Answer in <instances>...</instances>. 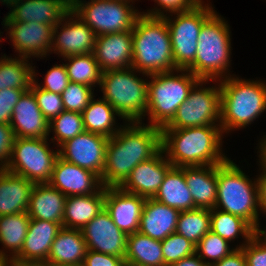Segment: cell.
Masks as SVG:
<instances>
[{
  "label": "cell",
  "mask_w": 266,
  "mask_h": 266,
  "mask_svg": "<svg viewBox=\"0 0 266 266\" xmlns=\"http://www.w3.org/2000/svg\"><path fill=\"white\" fill-rule=\"evenodd\" d=\"M134 68L102 72L100 89L105 99L125 123L142 122L146 116L148 78L137 77Z\"/></svg>",
  "instance_id": "obj_8"
},
{
  "label": "cell",
  "mask_w": 266,
  "mask_h": 266,
  "mask_svg": "<svg viewBox=\"0 0 266 266\" xmlns=\"http://www.w3.org/2000/svg\"><path fill=\"white\" fill-rule=\"evenodd\" d=\"M210 221V230L229 242L242 236L245 241L236 248H242L256 234V230L243 218L216 208L210 210Z\"/></svg>",
  "instance_id": "obj_34"
},
{
  "label": "cell",
  "mask_w": 266,
  "mask_h": 266,
  "mask_svg": "<svg viewBox=\"0 0 266 266\" xmlns=\"http://www.w3.org/2000/svg\"><path fill=\"white\" fill-rule=\"evenodd\" d=\"M96 40V33L70 10L53 28L50 53L63 58L93 53Z\"/></svg>",
  "instance_id": "obj_13"
},
{
  "label": "cell",
  "mask_w": 266,
  "mask_h": 266,
  "mask_svg": "<svg viewBox=\"0 0 266 266\" xmlns=\"http://www.w3.org/2000/svg\"><path fill=\"white\" fill-rule=\"evenodd\" d=\"M33 82V67L29 58L6 57L0 58V90L15 88L18 90H30Z\"/></svg>",
  "instance_id": "obj_35"
},
{
  "label": "cell",
  "mask_w": 266,
  "mask_h": 266,
  "mask_svg": "<svg viewBox=\"0 0 266 266\" xmlns=\"http://www.w3.org/2000/svg\"><path fill=\"white\" fill-rule=\"evenodd\" d=\"M126 266H164L162 245L139 231L127 235Z\"/></svg>",
  "instance_id": "obj_32"
},
{
  "label": "cell",
  "mask_w": 266,
  "mask_h": 266,
  "mask_svg": "<svg viewBox=\"0 0 266 266\" xmlns=\"http://www.w3.org/2000/svg\"><path fill=\"white\" fill-rule=\"evenodd\" d=\"M61 228L59 223L31 218L24 245L14 259L22 262L46 263L51 245Z\"/></svg>",
  "instance_id": "obj_23"
},
{
  "label": "cell",
  "mask_w": 266,
  "mask_h": 266,
  "mask_svg": "<svg viewBox=\"0 0 266 266\" xmlns=\"http://www.w3.org/2000/svg\"><path fill=\"white\" fill-rule=\"evenodd\" d=\"M93 53L102 72L131 68L132 31L97 36Z\"/></svg>",
  "instance_id": "obj_20"
},
{
  "label": "cell",
  "mask_w": 266,
  "mask_h": 266,
  "mask_svg": "<svg viewBox=\"0 0 266 266\" xmlns=\"http://www.w3.org/2000/svg\"><path fill=\"white\" fill-rule=\"evenodd\" d=\"M49 138H18L14 140L11 158L6 171L25 177L36 183H48L55 162L59 157V148H49Z\"/></svg>",
  "instance_id": "obj_11"
},
{
  "label": "cell",
  "mask_w": 266,
  "mask_h": 266,
  "mask_svg": "<svg viewBox=\"0 0 266 266\" xmlns=\"http://www.w3.org/2000/svg\"><path fill=\"white\" fill-rule=\"evenodd\" d=\"M18 0H0V3H2L3 5L5 4L6 6L11 7L15 2H17Z\"/></svg>",
  "instance_id": "obj_55"
},
{
  "label": "cell",
  "mask_w": 266,
  "mask_h": 266,
  "mask_svg": "<svg viewBox=\"0 0 266 266\" xmlns=\"http://www.w3.org/2000/svg\"><path fill=\"white\" fill-rule=\"evenodd\" d=\"M149 79L147 125L162 129L172 121L178 107L187 100L190 90L200 79L187 69L149 75Z\"/></svg>",
  "instance_id": "obj_7"
},
{
  "label": "cell",
  "mask_w": 266,
  "mask_h": 266,
  "mask_svg": "<svg viewBox=\"0 0 266 266\" xmlns=\"http://www.w3.org/2000/svg\"><path fill=\"white\" fill-rule=\"evenodd\" d=\"M247 266H266V243L255 234L242 248Z\"/></svg>",
  "instance_id": "obj_45"
},
{
  "label": "cell",
  "mask_w": 266,
  "mask_h": 266,
  "mask_svg": "<svg viewBox=\"0 0 266 266\" xmlns=\"http://www.w3.org/2000/svg\"><path fill=\"white\" fill-rule=\"evenodd\" d=\"M71 10L64 0H18L3 21L37 22L56 26Z\"/></svg>",
  "instance_id": "obj_22"
},
{
  "label": "cell",
  "mask_w": 266,
  "mask_h": 266,
  "mask_svg": "<svg viewBox=\"0 0 266 266\" xmlns=\"http://www.w3.org/2000/svg\"><path fill=\"white\" fill-rule=\"evenodd\" d=\"M160 150L161 129L142 122L125 123L108 140L102 185L120 187L140 162L151 159Z\"/></svg>",
  "instance_id": "obj_1"
},
{
  "label": "cell",
  "mask_w": 266,
  "mask_h": 266,
  "mask_svg": "<svg viewBox=\"0 0 266 266\" xmlns=\"http://www.w3.org/2000/svg\"><path fill=\"white\" fill-rule=\"evenodd\" d=\"M210 81L217 82L218 80L200 79L190 90L187 100L178 107L172 121L162 129H183L189 127L220 125V84L205 87ZM203 84L205 85L204 87Z\"/></svg>",
  "instance_id": "obj_12"
},
{
  "label": "cell",
  "mask_w": 266,
  "mask_h": 266,
  "mask_svg": "<svg viewBox=\"0 0 266 266\" xmlns=\"http://www.w3.org/2000/svg\"><path fill=\"white\" fill-rule=\"evenodd\" d=\"M256 234L266 243V229L262 230L260 227L256 230Z\"/></svg>",
  "instance_id": "obj_54"
},
{
  "label": "cell",
  "mask_w": 266,
  "mask_h": 266,
  "mask_svg": "<svg viewBox=\"0 0 266 266\" xmlns=\"http://www.w3.org/2000/svg\"><path fill=\"white\" fill-rule=\"evenodd\" d=\"M241 168L228 159L217 165L216 209L246 220L255 230L259 228V197L257 178H248Z\"/></svg>",
  "instance_id": "obj_6"
},
{
  "label": "cell",
  "mask_w": 266,
  "mask_h": 266,
  "mask_svg": "<svg viewBox=\"0 0 266 266\" xmlns=\"http://www.w3.org/2000/svg\"><path fill=\"white\" fill-rule=\"evenodd\" d=\"M30 90L36 97L39 109L49 122L65 110L60 94L45 91L39 88L34 81L31 84Z\"/></svg>",
  "instance_id": "obj_42"
},
{
  "label": "cell",
  "mask_w": 266,
  "mask_h": 266,
  "mask_svg": "<svg viewBox=\"0 0 266 266\" xmlns=\"http://www.w3.org/2000/svg\"><path fill=\"white\" fill-rule=\"evenodd\" d=\"M161 149L154 157L140 162L120 186L123 191L144 198H154L172 164Z\"/></svg>",
  "instance_id": "obj_19"
},
{
  "label": "cell",
  "mask_w": 266,
  "mask_h": 266,
  "mask_svg": "<svg viewBox=\"0 0 266 266\" xmlns=\"http://www.w3.org/2000/svg\"><path fill=\"white\" fill-rule=\"evenodd\" d=\"M223 136L220 125L161 129V149L174 167L221 165Z\"/></svg>",
  "instance_id": "obj_2"
},
{
  "label": "cell",
  "mask_w": 266,
  "mask_h": 266,
  "mask_svg": "<svg viewBox=\"0 0 266 266\" xmlns=\"http://www.w3.org/2000/svg\"><path fill=\"white\" fill-rule=\"evenodd\" d=\"M145 201L146 198L123 191L120 187H105L104 208L126 235L139 231Z\"/></svg>",
  "instance_id": "obj_17"
},
{
  "label": "cell",
  "mask_w": 266,
  "mask_h": 266,
  "mask_svg": "<svg viewBox=\"0 0 266 266\" xmlns=\"http://www.w3.org/2000/svg\"><path fill=\"white\" fill-rule=\"evenodd\" d=\"M84 131L82 113L79 112L64 110L49 122V133H54L51 141L57 142L56 147H60L63 143Z\"/></svg>",
  "instance_id": "obj_38"
},
{
  "label": "cell",
  "mask_w": 266,
  "mask_h": 266,
  "mask_svg": "<svg viewBox=\"0 0 266 266\" xmlns=\"http://www.w3.org/2000/svg\"><path fill=\"white\" fill-rule=\"evenodd\" d=\"M35 66L33 67V81L38 85L39 88L45 91H50L53 93L60 94L66 89L70 80L67 74L66 67L63 64H55L51 69H49L45 75L44 84L41 86L36 80Z\"/></svg>",
  "instance_id": "obj_43"
},
{
  "label": "cell",
  "mask_w": 266,
  "mask_h": 266,
  "mask_svg": "<svg viewBox=\"0 0 266 266\" xmlns=\"http://www.w3.org/2000/svg\"><path fill=\"white\" fill-rule=\"evenodd\" d=\"M161 245L164 266H171L173 263L196 253V245L176 232L162 240Z\"/></svg>",
  "instance_id": "obj_40"
},
{
  "label": "cell",
  "mask_w": 266,
  "mask_h": 266,
  "mask_svg": "<svg viewBox=\"0 0 266 266\" xmlns=\"http://www.w3.org/2000/svg\"><path fill=\"white\" fill-rule=\"evenodd\" d=\"M82 266H126V264L124 258L87 250Z\"/></svg>",
  "instance_id": "obj_48"
},
{
  "label": "cell",
  "mask_w": 266,
  "mask_h": 266,
  "mask_svg": "<svg viewBox=\"0 0 266 266\" xmlns=\"http://www.w3.org/2000/svg\"><path fill=\"white\" fill-rule=\"evenodd\" d=\"M229 243L210 230L196 245V254L210 266L237 249L236 247L230 248Z\"/></svg>",
  "instance_id": "obj_39"
},
{
  "label": "cell",
  "mask_w": 266,
  "mask_h": 266,
  "mask_svg": "<svg viewBox=\"0 0 266 266\" xmlns=\"http://www.w3.org/2000/svg\"><path fill=\"white\" fill-rule=\"evenodd\" d=\"M116 116L120 117L118 112L105 99L98 100L93 97L82 112L84 129L87 132L110 138L123 126L116 125Z\"/></svg>",
  "instance_id": "obj_33"
},
{
  "label": "cell",
  "mask_w": 266,
  "mask_h": 266,
  "mask_svg": "<svg viewBox=\"0 0 266 266\" xmlns=\"http://www.w3.org/2000/svg\"><path fill=\"white\" fill-rule=\"evenodd\" d=\"M5 266H48L46 263L22 262L15 259H9L3 262Z\"/></svg>",
  "instance_id": "obj_53"
},
{
  "label": "cell",
  "mask_w": 266,
  "mask_h": 266,
  "mask_svg": "<svg viewBox=\"0 0 266 266\" xmlns=\"http://www.w3.org/2000/svg\"><path fill=\"white\" fill-rule=\"evenodd\" d=\"M180 211L147 198L140 219L139 232L155 240H164L176 231Z\"/></svg>",
  "instance_id": "obj_24"
},
{
  "label": "cell",
  "mask_w": 266,
  "mask_h": 266,
  "mask_svg": "<svg viewBox=\"0 0 266 266\" xmlns=\"http://www.w3.org/2000/svg\"><path fill=\"white\" fill-rule=\"evenodd\" d=\"M104 199V186L97 193L67 197L63 227L81 230L104 209Z\"/></svg>",
  "instance_id": "obj_29"
},
{
  "label": "cell",
  "mask_w": 266,
  "mask_h": 266,
  "mask_svg": "<svg viewBox=\"0 0 266 266\" xmlns=\"http://www.w3.org/2000/svg\"><path fill=\"white\" fill-rule=\"evenodd\" d=\"M48 183L67 197L97 193L103 187L97 174L60 157L55 162Z\"/></svg>",
  "instance_id": "obj_18"
},
{
  "label": "cell",
  "mask_w": 266,
  "mask_h": 266,
  "mask_svg": "<svg viewBox=\"0 0 266 266\" xmlns=\"http://www.w3.org/2000/svg\"><path fill=\"white\" fill-rule=\"evenodd\" d=\"M30 219L27 212L0 216V243L3 245V250L0 249V262L14 259L20 253Z\"/></svg>",
  "instance_id": "obj_31"
},
{
  "label": "cell",
  "mask_w": 266,
  "mask_h": 266,
  "mask_svg": "<svg viewBox=\"0 0 266 266\" xmlns=\"http://www.w3.org/2000/svg\"><path fill=\"white\" fill-rule=\"evenodd\" d=\"M261 142L258 143V152H259V165L266 168V135L263 136V139L260 140Z\"/></svg>",
  "instance_id": "obj_52"
},
{
  "label": "cell",
  "mask_w": 266,
  "mask_h": 266,
  "mask_svg": "<svg viewBox=\"0 0 266 266\" xmlns=\"http://www.w3.org/2000/svg\"><path fill=\"white\" fill-rule=\"evenodd\" d=\"M0 266H5L3 262H0Z\"/></svg>",
  "instance_id": "obj_57"
},
{
  "label": "cell",
  "mask_w": 266,
  "mask_h": 266,
  "mask_svg": "<svg viewBox=\"0 0 266 266\" xmlns=\"http://www.w3.org/2000/svg\"><path fill=\"white\" fill-rule=\"evenodd\" d=\"M210 227V210L194 208L180 211L175 232L197 245L210 231Z\"/></svg>",
  "instance_id": "obj_37"
},
{
  "label": "cell",
  "mask_w": 266,
  "mask_h": 266,
  "mask_svg": "<svg viewBox=\"0 0 266 266\" xmlns=\"http://www.w3.org/2000/svg\"><path fill=\"white\" fill-rule=\"evenodd\" d=\"M171 266H208L196 253L173 263Z\"/></svg>",
  "instance_id": "obj_51"
},
{
  "label": "cell",
  "mask_w": 266,
  "mask_h": 266,
  "mask_svg": "<svg viewBox=\"0 0 266 266\" xmlns=\"http://www.w3.org/2000/svg\"><path fill=\"white\" fill-rule=\"evenodd\" d=\"M87 250L81 230L62 227L51 245L46 264L82 266Z\"/></svg>",
  "instance_id": "obj_25"
},
{
  "label": "cell",
  "mask_w": 266,
  "mask_h": 266,
  "mask_svg": "<svg viewBox=\"0 0 266 266\" xmlns=\"http://www.w3.org/2000/svg\"><path fill=\"white\" fill-rule=\"evenodd\" d=\"M210 266H247V262L243 250L237 248L230 255Z\"/></svg>",
  "instance_id": "obj_49"
},
{
  "label": "cell",
  "mask_w": 266,
  "mask_h": 266,
  "mask_svg": "<svg viewBox=\"0 0 266 266\" xmlns=\"http://www.w3.org/2000/svg\"><path fill=\"white\" fill-rule=\"evenodd\" d=\"M94 89L88 85L69 82L61 93L65 110L82 113L94 96Z\"/></svg>",
  "instance_id": "obj_41"
},
{
  "label": "cell",
  "mask_w": 266,
  "mask_h": 266,
  "mask_svg": "<svg viewBox=\"0 0 266 266\" xmlns=\"http://www.w3.org/2000/svg\"><path fill=\"white\" fill-rule=\"evenodd\" d=\"M134 0H77L71 10L97 36L132 31L135 21L141 14L130 4ZM138 11V12H137Z\"/></svg>",
  "instance_id": "obj_9"
},
{
  "label": "cell",
  "mask_w": 266,
  "mask_h": 266,
  "mask_svg": "<svg viewBox=\"0 0 266 266\" xmlns=\"http://www.w3.org/2000/svg\"><path fill=\"white\" fill-rule=\"evenodd\" d=\"M10 126L18 138L49 137V121L39 109L31 90L26 91L14 106Z\"/></svg>",
  "instance_id": "obj_21"
},
{
  "label": "cell",
  "mask_w": 266,
  "mask_h": 266,
  "mask_svg": "<svg viewBox=\"0 0 266 266\" xmlns=\"http://www.w3.org/2000/svg\"><path fill=\"white\" fill-rule=\"evenodd\" d=\"M68 5L72 6L77 0H64Z\"/></svg>",
  "instance_id": "obj_56"
},
{
  "label": "cell",
  "mask_w": 266,
  "mask_h": 266,
  "mask_svg": "<svg viewBox=\"0 0 266 266\" xmlns=\"http://www.w3.org/2000/svg\"><path fill=\"white\" fill-rule=\"evenodd\" d=\"M15 138L10 124L0 123V170L6 169L9 163Z\"/></svg>",
  "instance_id": "obj_47"
},
{
  "label": "cell",
  "mask_w": 266,
  "mask_h": 266,
  "mask_svg": "<svg viewBox=\"0 0 266 266\" xmlns=\"http://www.w3.org/2000/svg\"><path fill=\"white\" fill-rule=\"evenodd\" d=\"M63 59L68 61L64 65L71 82L88 85L92 88L100 86L102 71L94 53L73 55Z\"/></svg>",
  "instance_id": "obj_36"
},
{
  "label": "cell",
  "mask_w": 266,
  "mask_h": 266,
  "mask_svg": "<svg viewBox=\"0 0 266 266\" xmlns=\"http://www.w3.org/2000/svg\"><path fill=\"white\" fill-rule=\"evenodd\" d=\"M154 199L179 211L196 208L184 178V167L172 166L167 171Z\"/></svg>",
  "instance_id": "obj_30"
},
{
  "label": "cell",
  "mask_w": 266,
  "mask_h": 266,
  "mask_svg": "<svg viewBox=\"0 0 266 266\" xmlns=\"http://www.w3.org/2000/svg\"><path fill=\"white\" fill-rule=\"evenodd\" d=\"M132 44L131 67L143 76L177 70L168 24L163 16L141 13L132 29Z\"/></svg>",
  "instance_id": "obj_3"
},
{
  "label": "cell",
  "mask_w": 266,
  "mask_h": 266,
  "mask_svg": "<svg viewBox=\"0 0 266 266\" xmlns=\"http://www.w3.org/2000/svg\"><path fill=\"white\" fill-rule=\"evenodd\" d=\"M34 185L25 177L0 170V216L27 212Z\"/></svg>",
  "instance_id": "obj_26"
},
{
  "label": "cell",
  "mask_w": 266,
  "mask_h": 266,
  "mask_svg": "<svg viewBox=\"0 0 266 266\" xmlns=\"http://www.w3.org/2000/svg\"><path fill=\"white\" fill-rule=\"evenodd\" d=\"M154 2L157 3L158 6L152 8L151 10H147V12L141 13L146 14L148 16L162 17L168 15V13L171 14L175 12L187 11L195 7L198 3H200L198 0H154Z\"/></svg>",
  "instance_id": "obj_44"
},
{
  "label": "cell",
  "mask_w": 266,
  "mask_h": 266,
  "mask_svg": "<svg viewBox=\"0 0 266 266\" xmlns=\"http://www.w3.org/2000/svg\"><path fill=\"white\" fill-rule=\"evenodd\" d=\"M26 91L15 88L0 90V123L10 124L13 108Z\"/></svg>",
  "instance_id": "obj_46"
},
{
  "label": "cell",
  "mask_w": 266,
  "mask_h": 266,
  "mask_svg": "<svg viewBox=\"0 0 266 266\" xmlns=\"http://www.w3.org/2000/svg\"><path fill=\"white\" fill-rule=\"evenodd\" d=\"M81 232L88 250L125 259L127 235L115 225L105 208Z\"/></svg>",
  "instance_id": "obj_16"
},
{
  "label": "cell",
  "mask_w": 266,
  "mask_h": 266,
  "mask_svg": "<svg viewBox=\"0 0 266 266\" xmlns=\"http://www.w3.org/2000/svg\"><path fill=\"white\" fill-rule=\"evenodd\" d=\"M184 178L196 208L213 209L217 202V165L184 167Z\"/></svg>",
  "instance_id": "obj_28"
},
{
  "label": "cell",
  "mask_w": 266,
  "mask_h": 266,
  "mask_svg": "<svg viewBox=\"0 0 266 266\" xmlns=\"http://www.w3.org/2000/svg\"><path fill=\"white\" fill-rule=\"evenodd\" d=\"M231 75L218 80L221 89L220 126L224 133L246 128L266 110V82Z\"/></svg>",
  "instance_id": "obj_4"
},
{
  "label": "cell",
  "mask_w": 266,
  "mask_h": 266,
  "mask_svg": "<svg viewBox=\"0 0 266 266\" xmlns=\"http://www.w3.org/2000/svg\"><path fill=\"white\" fill-rule=\"evenodd\" d=\"M262 173L257 177L258 183V197H259V211L266 215V168L260 167Z\"/></svg>",
  "instance_id": "obj_50"
},
{
  "label": "cell",
  "mask_w": 266,
  "mask_h": 266,
  "mask_svg": "<svg viewBox=\"0 0 266 266\" xmlns=\"http://www.w3.org/2000/svg\"><path fill=\"white\" fill-rule=\"evenodd\" d=\"M67 196L49 183H36L32 189L29 208L30 218L59 223L63 227V214Z\"/></svg>",
  "instance_id": "obj_27"
},
{
  "label": "cell",
  "mask_w": 266,
  "mask_h": 266,
  "mask_svg": "<svg viewBox=\"0 0 266 266\" xmlns=\"http://www.w3.org/2000/svg\"><path fill=\"white\" fill-rule=\"evenodd\" d=\"M215 12L212 5L203 1L187 11L163 16L170 32L176 69H187L194 62L200 30Z\"/></svg>",
  "instance_id": "obj_10"
},
{
  "label": "cell",
  "mask_w": 266,
  "mask_h": 266,
  "mask_svg": "<svg viewBox=\"0 0 266 266\" xmlns=\"http://www.w3.org/2000/svg\"><path fill=\"white\" fill-rule=\"evenodd\" d=\"M108 140L103 135L84 131L60 146L59 157L101 177Z\"/></svg>",
  "instance_id": "obj_14"
},
{
  "label": "cell",
  "mask_w": 266,
  "mask_h": 266,
  "mask_svg": "<svg viewBox=\"0 0 266 266\" xmlns=\"http://www.w3.org/2000/svg\"><path fill=\"white\" fill-rule=\"evenodd\" d=\"M230 35L229 24L215 12L200 30L195 60L187 70L203 80H220L231 76Z\"/></svg>",
  "instance_id": "obj_5"
},
{
  "label": "cell",
  "mask_w": 266,
  "mask_h": 266,
  "mask_svg": "<svg viewBox=\"0 0 266 266\" xmlns=\"http://www.w3.org/2000/svg\"><path fill=\"white\" fill-rule=\"evenodd\" d=\"M2 23L8 29V37L19 57L30 59L34 56L43 59L49 55L54 26L34 21H2Z\"/></svg>",
  "instance_id": "obj_15"
}]
</instances>
